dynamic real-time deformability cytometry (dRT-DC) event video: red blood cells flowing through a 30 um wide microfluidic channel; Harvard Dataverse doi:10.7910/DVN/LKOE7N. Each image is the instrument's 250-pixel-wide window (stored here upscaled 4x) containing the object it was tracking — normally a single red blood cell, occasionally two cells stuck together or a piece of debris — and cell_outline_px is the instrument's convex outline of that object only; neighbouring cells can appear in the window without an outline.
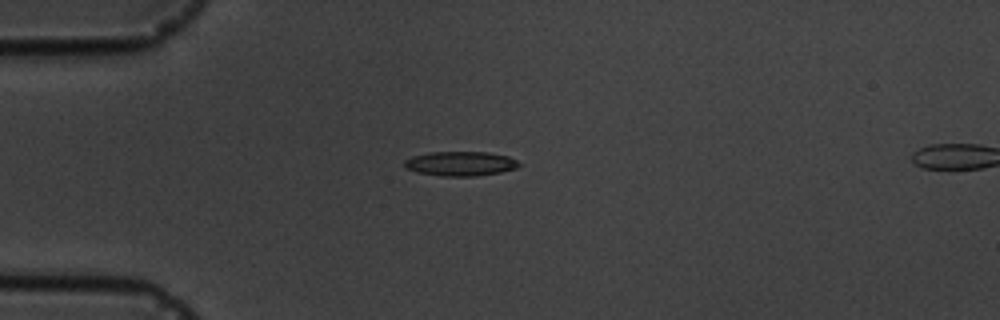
{"species": "common noctule bat (a hibernating species)", "species_latin": "Nyctalus noctula", "temperature_condition": "cold", "stored_images_in_passage": 4, "camera_frame_rate_fps": 3000, "um_per_image_px": 0.085, "animal": {"sex": "male", "body_mass_g": 19.5, "forearm_length_mm": 54.6}, "frame": {"image": 1, "passage_image": 1, "time_ms": 0.0, "image_size_px": [1000, 320], "cell_outline_px": [[520, 164], [516, 168], [500, 172], [476, 176], [440, 176], [416, 172], [404, 168], [404, 160], [412, 156], [428, 152], [488, 152], [508, 156], [516, 160]], "centroid_in_image_um": [39.09, 13.91], "position_along_channel_um": 45.9, "area_um2": 16.42}}
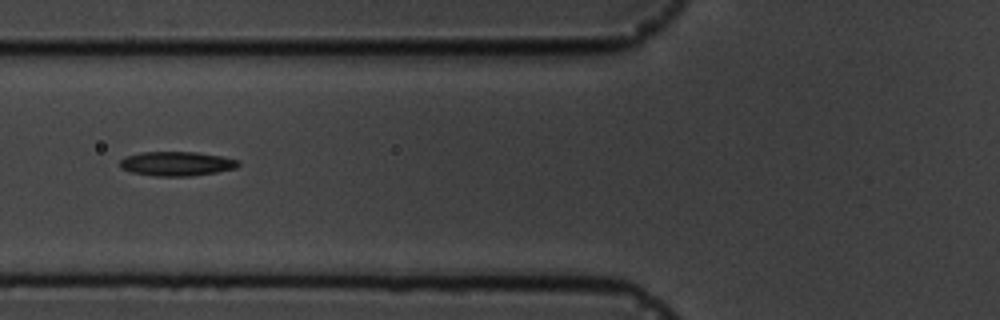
{"frame": {"image": 2, "passage_image": 3, "time_ms": 2.333, "image_size_px": [1000, 320], "cell_outline_px": [[240, 164], [236, 168], [216, 172], [188, 176], [156, 176], [132, 172], [120, 168], [120, 160], [124, 156], [140, 152], [196, 152], [220, 156], [240, 160]], "centroid_in_image_um": [15.0, 13.9], "position_along_channel_um": 110.8, "area_um2": 16.76}}
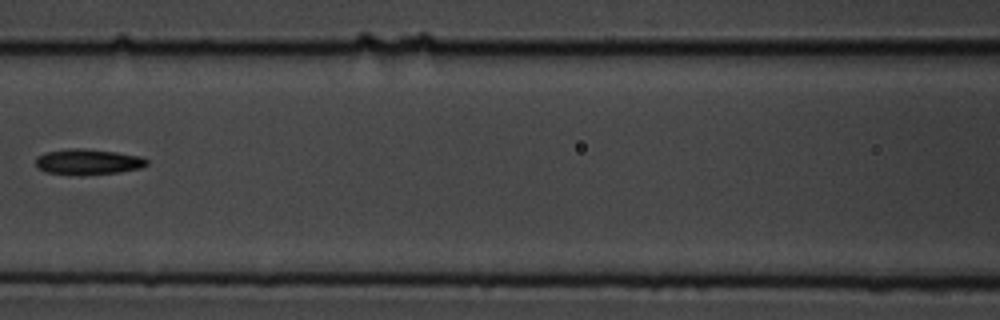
{"frame": {"image": 3, "passage_image": 4, "time_ms": 3.667, "image_size_px": [1000, 320], "cell_outline_px": [[148, 164], [140, 168], [120, 172], [80, 176], [44, 172], [36, 168], [36, 156], [48, 152], [72, 148], [84, 148], [116, 152], [140, 156], [148, 160]], "centroid_in_image_um": [7.46, 13.77], "position_along_channel_um": 159.1, "area_um2": 16.82}}